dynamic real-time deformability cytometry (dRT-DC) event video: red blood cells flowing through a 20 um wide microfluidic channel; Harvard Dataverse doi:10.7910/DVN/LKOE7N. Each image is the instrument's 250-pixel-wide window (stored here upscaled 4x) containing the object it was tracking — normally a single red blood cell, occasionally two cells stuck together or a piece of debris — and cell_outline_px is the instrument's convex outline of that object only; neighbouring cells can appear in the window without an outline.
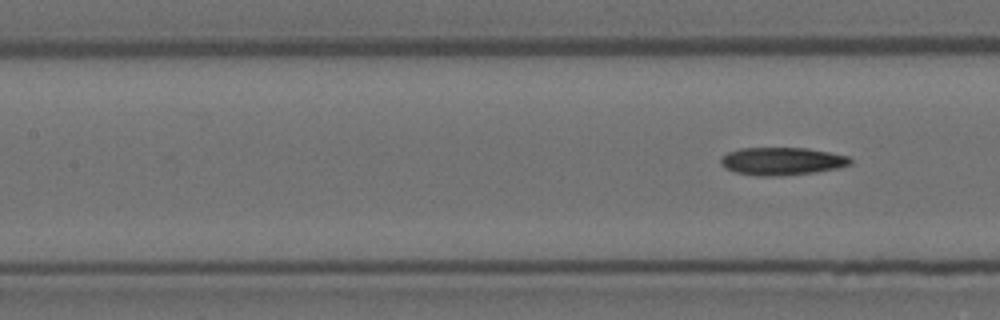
{"species": "Egyptian fruit bat (a non-hibernating species)", "species_latin": "Rousettus aegyptiacus", "temperature_condition": "room temperature", "stored_images_in_passage": 9, "segment_of_instrument_passage": [2, 2], "camera_frame_rate_fps": 3000, "um_per_image_px": 0.085, "animal": {"sex": "female"}, "frame": {"image": 1, "passage_image": 9, "time_ms": 2.667, "image_size_px": [1000, 320], "cell_outline_px": [[852, 164], [836, 168], [816, 172], [780, 176], [760, 176], [736, 172], [724, 168], [720, 164], [720, 156], [728, 152], [740, 148], [804, 148], [828, 152], [848, 156], [852, 160]], "centroid_in_image_um": [66.42, 13.7], "position_along_channel_um": 141.0, "area_um2": 20.98}}